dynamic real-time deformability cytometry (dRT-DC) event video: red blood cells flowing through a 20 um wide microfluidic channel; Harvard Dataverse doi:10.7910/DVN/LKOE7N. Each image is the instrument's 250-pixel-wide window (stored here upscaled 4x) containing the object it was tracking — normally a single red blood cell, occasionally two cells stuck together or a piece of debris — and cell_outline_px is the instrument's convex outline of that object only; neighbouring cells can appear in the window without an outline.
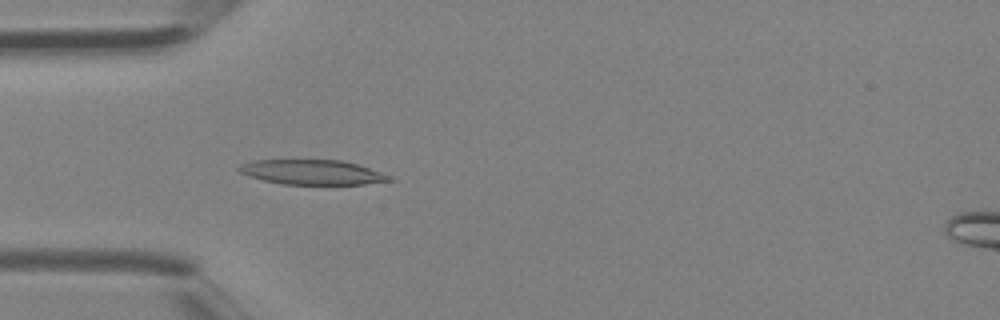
{"species": "Egyptian fruit bat (a non-hibernating species)", "species_latin": "Rousettus aegyptiacus", "temperature_condition": "room temperature", "stored_images_in_passage": 5, "camera_frame_rate_fps": 3000, "um_per_image_px": 0.085, "animal": {"sex": "female"}, "frame": {"image": 1, "passage_image": 4, "time_ms": 1.0, "image_size_px": [1000, 320], "cell_outline_px": [[396, 180], [364, 184], [280, 184], [248, 176], [240, 172], [236, 168], [240, 164], [252, 160], [344, 160], [392, 176]], "centroid_in_image_um": [26.52, 14.64], "position_along_channel_um": 58.5, "area_um2": 21.73}}